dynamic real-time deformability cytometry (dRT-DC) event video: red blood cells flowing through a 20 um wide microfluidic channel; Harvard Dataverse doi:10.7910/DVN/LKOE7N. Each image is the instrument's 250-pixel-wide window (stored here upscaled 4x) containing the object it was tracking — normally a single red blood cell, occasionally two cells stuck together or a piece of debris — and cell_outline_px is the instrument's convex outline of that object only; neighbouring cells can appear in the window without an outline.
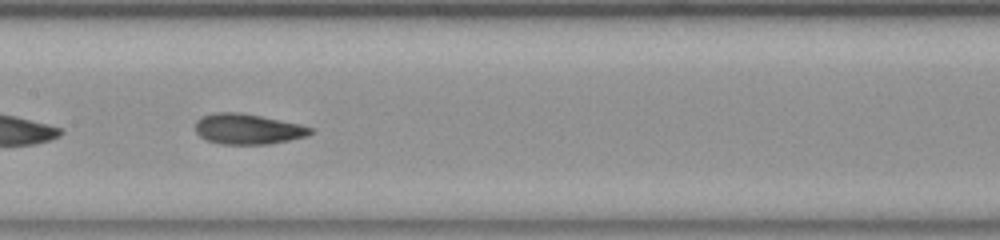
{"species": "common noctule bat (a hibernating species)", "species_latin": "Nyctalus noctula", "temperature_condition": "room temperature", "stored_images_in_passage": 33, "camera_frame_rate_fps": 3000, "um_per_image_px": 0.085, "animal": {"sex": "female", "body_mass_g": 23.0, "forearm_length_mm": 53.4}, "frame": {"image": 1, "passage_image": 15, "time_ms": 4.667, "image_size_px": [1000, 240], "cell_outline_px": [[312, 132], [308, 136], [268, 144], [224, 144], [208, 140], [200, 136], [196, 132], [196, 120], [200, 116], [216, 112], [240, 112], [300, 124], [312, 128]], "centroid_in_image_um": [21.04, 10.96], "position_along_channel_um": 186.4, "area_um2": 20.29}, "authors_computed_cell_mechanics": {"area_um2": 20.808, "velocity_mm_per_s": 3.7483, "shape_relaxation_time_tau1_ms": 7.4572, "shape_relaxation_time_tau2_ms": null, "deformation_change_tau1": 0.2935, "deformation_change_tau2": null}}